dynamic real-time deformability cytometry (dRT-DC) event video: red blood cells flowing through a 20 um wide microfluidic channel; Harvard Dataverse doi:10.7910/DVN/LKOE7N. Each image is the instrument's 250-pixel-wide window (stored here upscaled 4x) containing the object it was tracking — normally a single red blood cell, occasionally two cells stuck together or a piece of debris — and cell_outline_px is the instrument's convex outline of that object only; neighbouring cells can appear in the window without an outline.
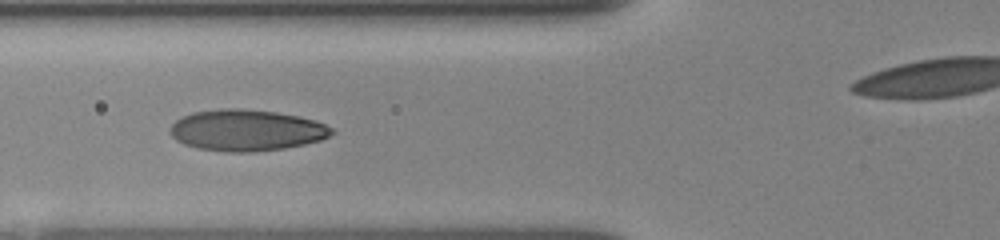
{"species": "human", "species_latin": "Homo sapiens", "temperature_condition": "room temperature", "stored_images_in_passage": 4, "camera_frame_rate_fps": 3000, "um_per_image_px": 0.085, "donor": {"sex": "female"}, "frame": {"image": 1, "passage_image": 2, "time_ms": 1.333, "image_size_px": [1000, 240], "cell_outline_px": [[336, 132], [320, 140], [304, 144], [284, 148], [252, 152], [228, 152], [196, 148], [184, 144], [176, 140], [168, 132], [172, 124], [180, 116], [192, 112], [220, 108], [240, 108], [276, 112], [300, 116], [316, 120], [332, 128]], "centroid_in_image_um": [20.92, 11.06], "position_along_channel_um": 104.9, "area_um2": 39.19}}
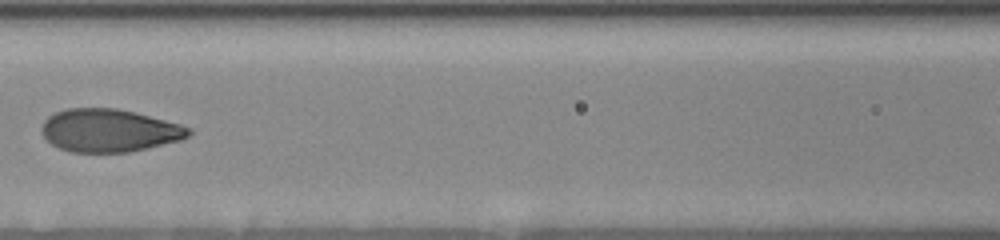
{"frame": {"image": 2, "passage_image": 3, "time_ms": 2.667, "image_size_px": [1000, 240], "cell_outline_px": [[192, 132], [188, 136], [180, 140], [148, 148], [128, 152], [72, 152], [60, 148], [52, 144], [44, 136], [40, 128], [44, 120], [48, 116], [56, 112], [68, 108], [116, 108], [180, 124], [192, 128]], "centroid_in_image_um": [9.27, 11.09], "position_along_channel_um": 157.3, "area_um2": 36.53}}
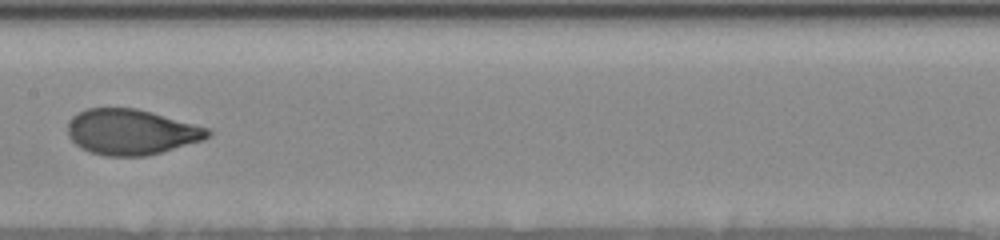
{"frame": {"image": 3, "passage_image": 4, "time_ms": 3.667, "image_size_px": [1000, 240], "cell_outline_px": [[212, 132], [204, 140], [160, 152], [144, 156], [104, 156], [80, 148], [68, 136], [68, 124], [72, 116], [88, 108], [136, 108], [152, 112], [208, 128]], "centroid_in_image_um": [11.14, 11.22], "position_along_channel_um": 196.3, "area_um2": 36.93}}